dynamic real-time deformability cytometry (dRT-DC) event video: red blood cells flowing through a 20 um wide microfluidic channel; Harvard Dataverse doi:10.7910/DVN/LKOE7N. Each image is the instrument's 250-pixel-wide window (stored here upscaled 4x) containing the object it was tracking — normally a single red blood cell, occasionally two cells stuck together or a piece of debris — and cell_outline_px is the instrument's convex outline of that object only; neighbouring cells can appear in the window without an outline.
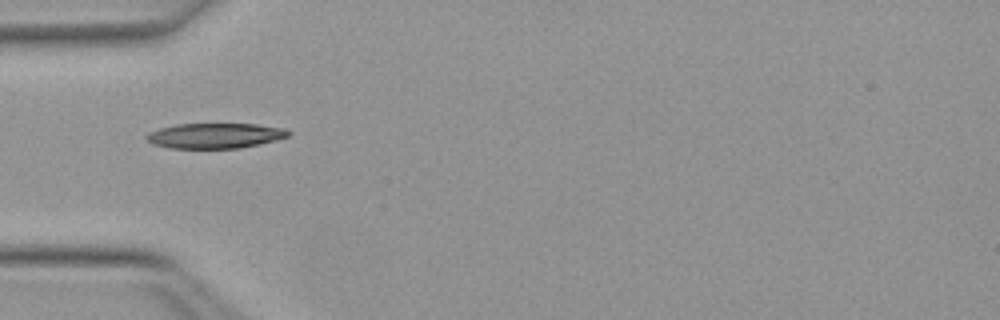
{"species": "Egyptian fruit bat (a non-hibernating species)", "species_latin": "Rousettus aegyptiacus", "temperature_condition": "warm", "stored_images_in_passage": 6, "camera_frame_rate_fps": 3000, "um_per_image_px": 0.085, "animal": {"sex": "female"}, "frame": {"image": 1, "passage_image": 1, "time_ms": 0.0, "image_size_px": [1000, 320], "cell_outline_px": [[292, 132], [288, 136], [276, 140], [240, 148], [172, 148], [152, 144], [144, 136], [148, 132], [160, 128], [176, 124], [256, 124], [284, 128]], "centroid_in_image_um": [18.27, 11.53], "position_along_channel_um": 66.7, "area_um2": 20.81}}
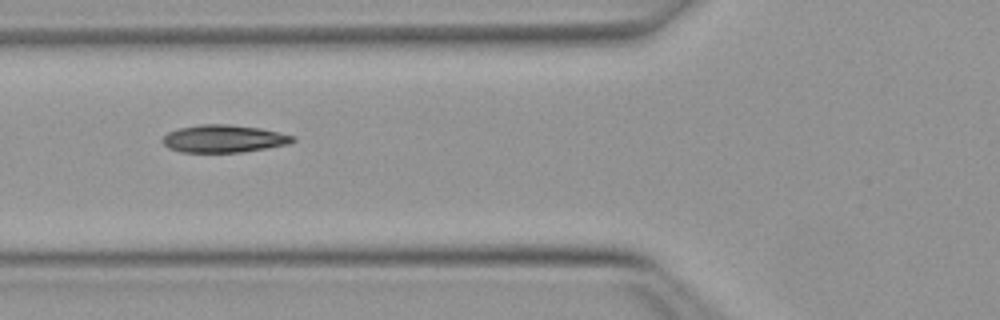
{"frame": {"image": 2, "passage_image": 4, "time_ms": 1.0, "image_size_px": [1000, 320], "cell_outline_px": [[296, 140], [288, 144], [268, 148], [240, 152], [180, 152], [168, 148], [160, 140], [168, 132], [180, 128], [200, 124], [228, 124], [260, 128], [280, 132], [296, 136]], "centroid_in_image_um": [19.03, 11.79], "position_along_channel_um": 106.8, "area_um2": 21.04}}